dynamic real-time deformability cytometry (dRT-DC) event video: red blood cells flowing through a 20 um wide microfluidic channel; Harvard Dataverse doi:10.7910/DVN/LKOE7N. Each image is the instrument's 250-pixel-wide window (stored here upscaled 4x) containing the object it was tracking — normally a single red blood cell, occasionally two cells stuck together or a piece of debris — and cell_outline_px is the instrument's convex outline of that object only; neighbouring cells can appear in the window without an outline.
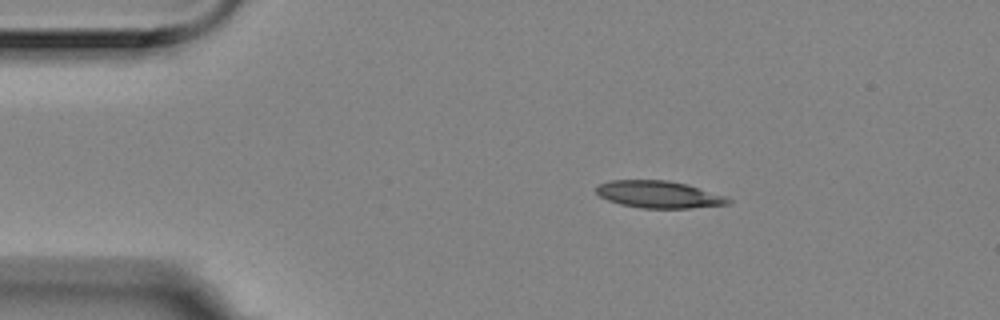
{"species": "Egyptian fruit bat (a non-hibernating species)", "species_latin": "Rousettus aegyptiacus", "temperature_condition": "room temperature", "stored_images_in_passage": 2, "camera_frame_rate_fps": 3000, "um_per_image_px": 0.085, "animal": {"sex": "female"}, "frame": {"image": 1, "passage_image": 1, "time_ms": 0.0, "image_size_px": [1000, 320], "cell_outline_px": [[732, 200], [728, 204], [692, 208], [640, 208], [620, 204], [608, 200], [600, 196], [596, 192], [596, 188], [600, 184], [612, 180], [668, 180], [688, 184], [724, 196]], "centroid_in_image_um": [56.0, 16.53], "position_along_channel_um": 29.0, "area_um2": 20.75}}